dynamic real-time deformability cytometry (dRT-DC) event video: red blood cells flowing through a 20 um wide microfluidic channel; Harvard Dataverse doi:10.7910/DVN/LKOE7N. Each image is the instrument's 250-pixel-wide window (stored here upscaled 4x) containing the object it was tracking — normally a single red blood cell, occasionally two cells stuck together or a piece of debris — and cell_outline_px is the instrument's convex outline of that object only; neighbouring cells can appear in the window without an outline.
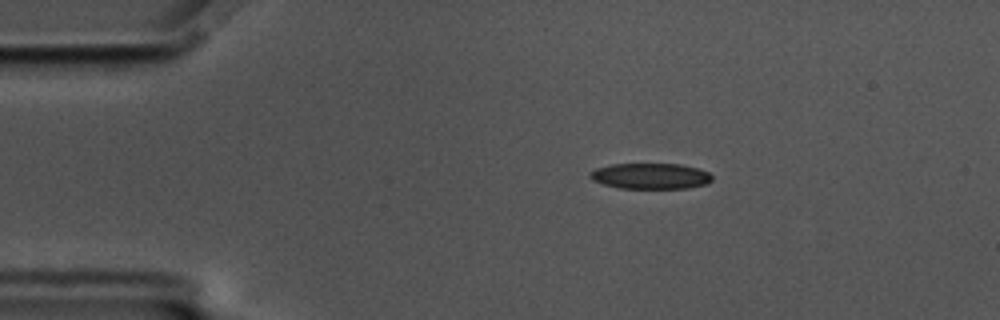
{"species": "common noctule bat (a hibernating species)", "species_latin": "Nyctalus noctula", "temperature_condition": "cold", "stored_images_in_passage": 54, "camera_frame_rate_fps": 3000, "um_per_image_px": 0.085, "animal": {"sex": "male", "body_mass_g": 17.5, "forearm_length_mm": 52.3}, "frame": {"image": 1, "passage_image": 7, "time_ms": 2.0, "image_size_px": [1000, 320], "cell_outline_px": [[712, 180], [708, 184], [688, 188], [620, 188], [604, 184], [592, 180], [588, 176], [588, 172], [596, 168], [612, 164], [680, 164], [696, 168], [708, 172], [712, 176]], "centroid_in_image_um": [55.28, 14.96], "position_along_channel_um": 29.7, "area_um2": 18.38}}
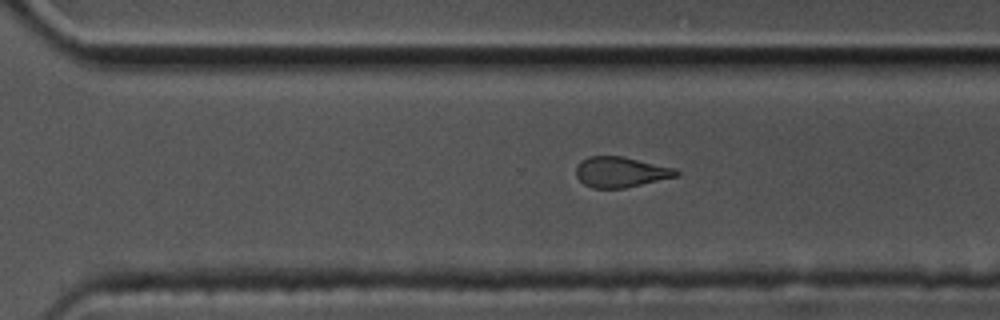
{"frame": {"image": 2, "passage_image": 36, "time_ms": 11.667, "image_size_px": [1000, 320], "cell_outline_px": [[680, 176], [624, 188], [592, 188], [584, 184], [576, 176], [576, 164], [580, 160], [588, 156], [620, 156], [676, 168], [680, 172]], "centroid_in_image_um": [52.76, 14.62], "position_along_channel_um": 317.8, "area_um2": 17.92}}
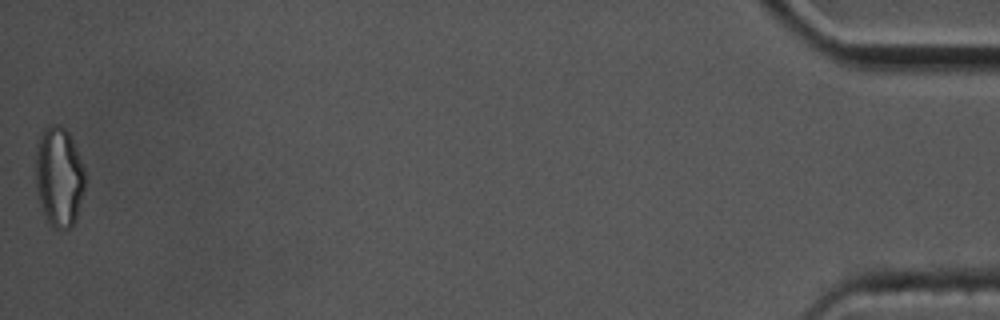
{"frame": {"image": 3, "passage_image": 54, "time_ms": 17.667, "image_size_px": [1000, 320], "cell_outline_px": [[84, 188], [76, 216], [72, 228], [52, 228], [48, 224], [36, 188], [36, 144], [40, 132], [48, 124], [60, 124], [68, 132], [76, 148], [84, 168]], "centroid_in_image_um": [4.99, 14.98], "position_along_channel_um": 430.2, "area_um2": 28.67}, "authors_computed_cell_mechanics": {"area_um2": 19.7098, "velocity_mm_per_s": 3.4968, "shape_relaxation_time_tau1_ms": null, "shape_relaxation_time_tau2_ms": 5.6251, "deformation_change_tau1": null, "deformation_change_tau2": 0.1345}}